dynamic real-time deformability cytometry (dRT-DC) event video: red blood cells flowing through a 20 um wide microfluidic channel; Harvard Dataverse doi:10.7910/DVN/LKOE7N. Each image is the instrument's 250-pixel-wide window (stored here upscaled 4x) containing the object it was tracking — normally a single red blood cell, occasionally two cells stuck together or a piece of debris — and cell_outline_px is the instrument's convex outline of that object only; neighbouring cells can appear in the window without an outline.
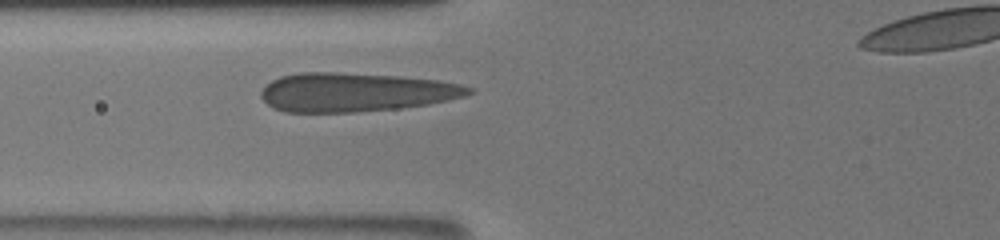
{"species": "human", "species_latin": "Homo sapiens", "temperature_condition": "room temperature", "stored_images_in_passage": 29, "camera_frame_rate_fps": 3000, "um_per_image_px": 0.085, "donor": {"sex": "male"}, "frame": {"image": 1, "passage_image": 3, "time_ms": 0.667, "image_size_px": [1000, 240], "cell_outline_px": [[476, 92], [464, 96], [448, 100], [428, 104], [396, 108], [356, 112], [284, 112], [272, 108], [260, 96], [260, 92], [272, 80], [280, 76], [300, 72], [332, 72], [396, 76], [440, 80], [460, 84], [476, 88]], "centroid_in_image_um": [30.23, 7.84], "position_along_channel_um": 95.6, "area_um2": 47.05}}
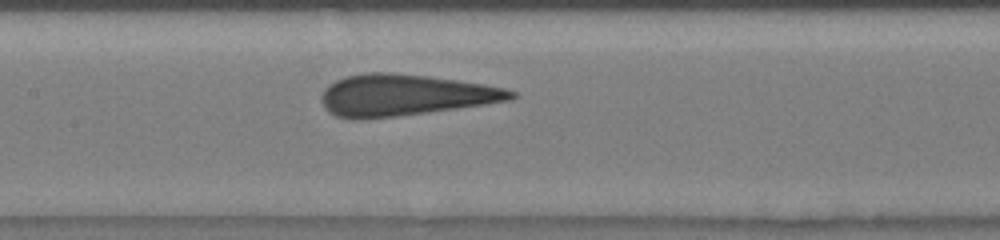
{"frame": {"image": 2, "passage_image": 9, "time_ms": 2.667, "image_size_px": [1000, 240], "cell_outline_px": [[520, 96], [512, 100], [456, 108], [396, 116], [360, 120], [352, 120], [336, 116], [328, 112], [324, 108], [320, 100], [320, 96], [324, 88], [328, 84], [336, 80], [348, 76], [364, 72], [392, 72], [428, 76], [484, 84], [504, 88], [516, 92]], "centroid_in_image_um": [34.35, 8.08], "position_along_channel_um": 173.1, "area_um2": 46.01}}
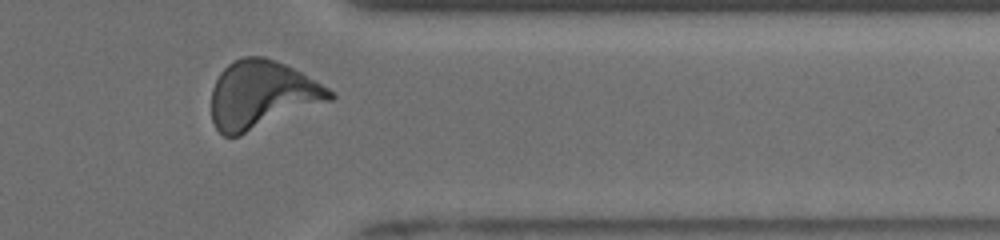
{"frame": {"image": 3, "passage_image": 26, "time_ms": 8.333, "image_size_px": [1000, 240], "cell_outline_px": [[336, 96], [332, 100], [240, 136], [224, 136], [216, 128], [212, 120], [212, 88], [220, 72], [232, 60], [244, 56], [264, 56], [276, 60], [300, 72], [336, 92]], "centroid_in_image_um": [22.26, 8.05], "position_along_channel_um": 389.1, "area_um2": 46.93}, "authors_computed_cell_mechanics": {"area_um2": 45.4308, "velocity_mm_per_s": 3.8597, "shape_relaxation_time_tau1_ms": 6.4236, "shape_relaxation_time_tau2_ms": null, "deformation_change_tau1": 0.1879, "deformation_change_tau2": null}}